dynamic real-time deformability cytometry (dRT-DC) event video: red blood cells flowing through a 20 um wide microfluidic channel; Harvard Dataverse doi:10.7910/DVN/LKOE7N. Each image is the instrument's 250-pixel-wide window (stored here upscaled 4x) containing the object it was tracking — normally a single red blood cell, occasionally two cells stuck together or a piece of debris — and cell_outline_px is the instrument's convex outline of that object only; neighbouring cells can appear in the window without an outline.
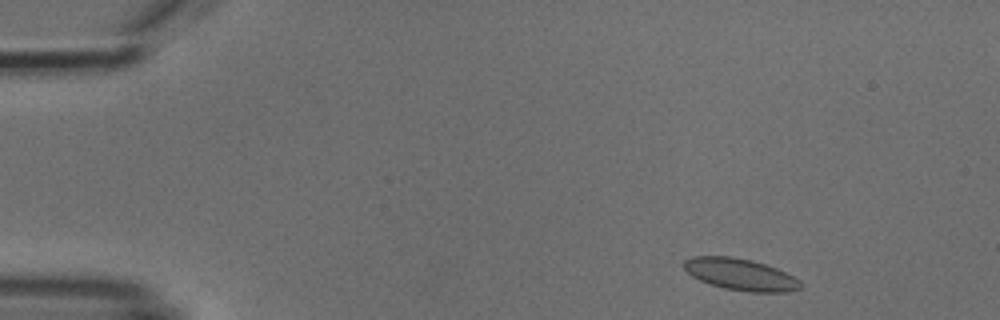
{"species": "common noctule bat (a hibernating species)", "species_latin": "Nyctalus noctula", "temperature_condition": "cold", "stored_images_in_passage": 9, "camera_frame_rate_fps": 3000, "um_per_image_px": 0.085, "animal": {"sex": "male", "body_mass_g": 18.8}, "frame": {"image": 1, "passage_image": 1, "time_ms": 0.0, "image_size_px": [1000, 320], "cell_outline_px": [[800, 288], [788, 292], [748, 292], [724, 288], [700, 280], [692, 276], [684, 268], [684, 260], [692, 256], [732, 256], [752, 260], [776, 268], [800, 280]], "centroid_in_image_um": [62.92, 23.32], "position_along_channel_um": 22.1, "area_um2": 21.39}}
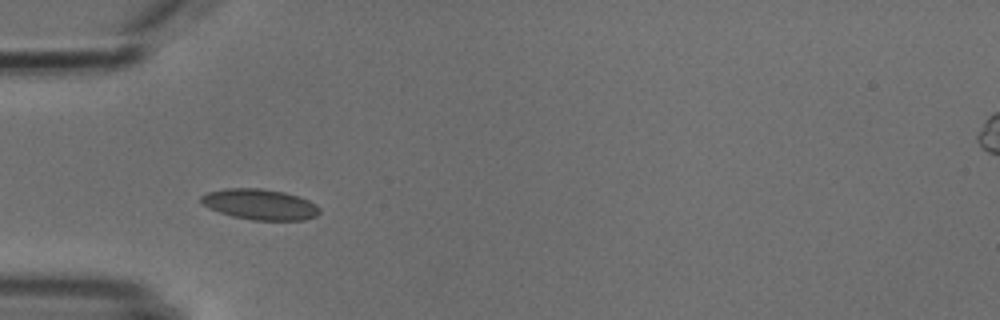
{"frame": {"image": 2, "passage_image": 4, "time_ms": 3.333, "image_size_px": [1000, 320], "cell_outline_px": [[320, 212], [316, 216], [304, 220], [252, 220], [232, 216], [220, 212], [204, 204], [200, 200], [200, 196], [208, 192], [224, 188], [260, 188], [284, 192], [308, 200], [316, 204], [320, 208]], "centroid_in_image_um": [22.11, 17.37], "position_along_channel_um": 62.9, "area_um2": 21.04}}
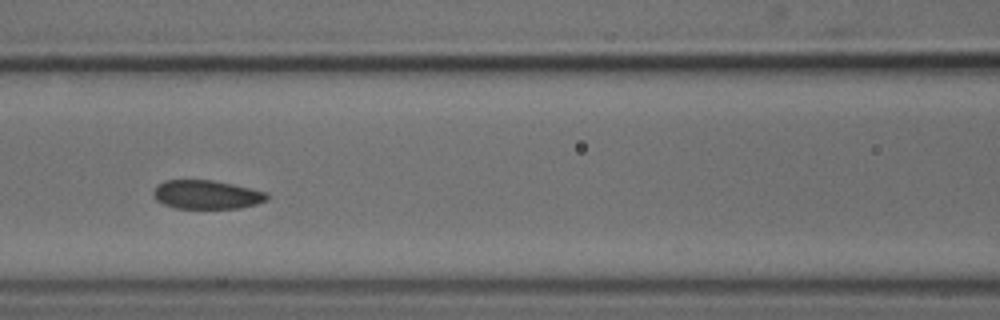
{"frame": {"image": 3, "passage_image": 6, "time_ms": 5.667, "image_size_px": [1000, 320], "cell_outline_px": [[268, 200], [256, 204], [240, 208], [172, 208], [156, 200], [152, 192], [156, 184], [164, 180], [212, 180], [232, 184], [268, 192]], "centroid_in_image_um": [17.54, 16.54], "position_along_channel_um": 149.1, "area_um2": 19.19}}